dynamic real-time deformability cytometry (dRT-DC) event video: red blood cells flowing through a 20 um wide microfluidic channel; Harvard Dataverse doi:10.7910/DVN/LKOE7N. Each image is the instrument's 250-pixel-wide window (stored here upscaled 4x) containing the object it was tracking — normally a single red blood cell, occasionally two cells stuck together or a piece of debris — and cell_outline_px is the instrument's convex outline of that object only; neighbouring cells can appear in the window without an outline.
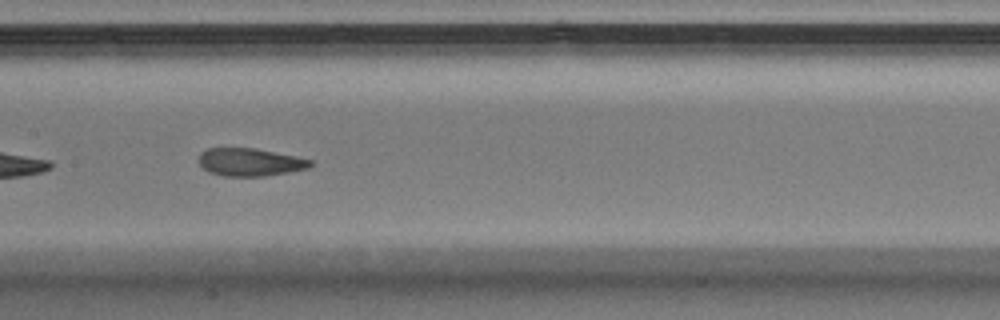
{"species": "Egyptian fruit bat (a non-hibernating species)", "species_latin": "Rousettus aegyptiacus", "temperature_condition": "warm", "stored_images_in_passage": 37, "camera_frame_rate_fps": 3000, "um_per_image_px": 0.085, "animal": {"sex": "male"}, "frame": {"image": 1, "passage_image": 16, "time_ms": 5.0, "image_size_px": [1000, 320], "cell_outline_px": [[312, 164], [308, 168], [288, 172], [264, 176], [224, 176], [208, 172], [196, 160], [200, 152], [208, 148], [256, 148], [296, 156], [312, 160]], "centroid_in_image_um": [21.21, 13.77], "position_along_channel_um": 186.2, "area_um2": 18.21}}
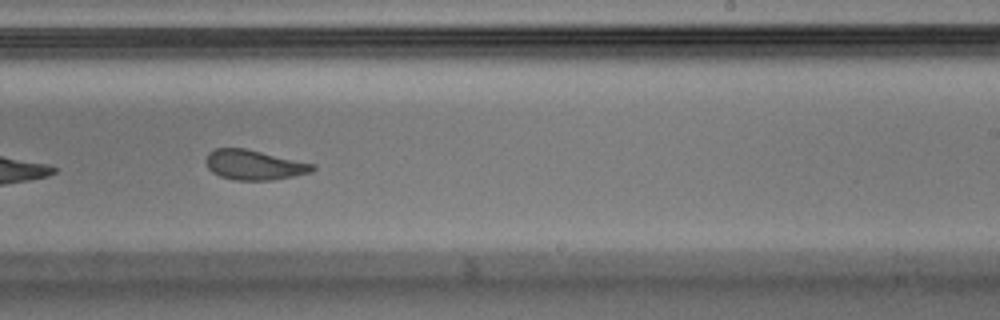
{"frame": {"image": 2, "passage_image": 22, "time_ms": 7.0, "image_size_px": [1000, 320], "cell_outline_px": [[316, 168], [312, 172], [272, 180], [232, 180], [220, 176], [212, 172], [208, 168], [204, 160], [208, 152], [216, 148], [244, 148], [316, 164]], "centroid_in_image_um": [21.58, 14.01], "position_along_channel_um": 267.4, "area_um2": 18.67}, "authors_computed_cell_mechanics": {"area_um2": 19.941, "velocity_mm_per_s": 4.0715, "shape_relaxation_time_tau1_ms": null, "shape_relaxation_time_tau2_ms": 1.8779, "deformation_change_tau1": null, "deformation_change_tau2": 0.0895}}